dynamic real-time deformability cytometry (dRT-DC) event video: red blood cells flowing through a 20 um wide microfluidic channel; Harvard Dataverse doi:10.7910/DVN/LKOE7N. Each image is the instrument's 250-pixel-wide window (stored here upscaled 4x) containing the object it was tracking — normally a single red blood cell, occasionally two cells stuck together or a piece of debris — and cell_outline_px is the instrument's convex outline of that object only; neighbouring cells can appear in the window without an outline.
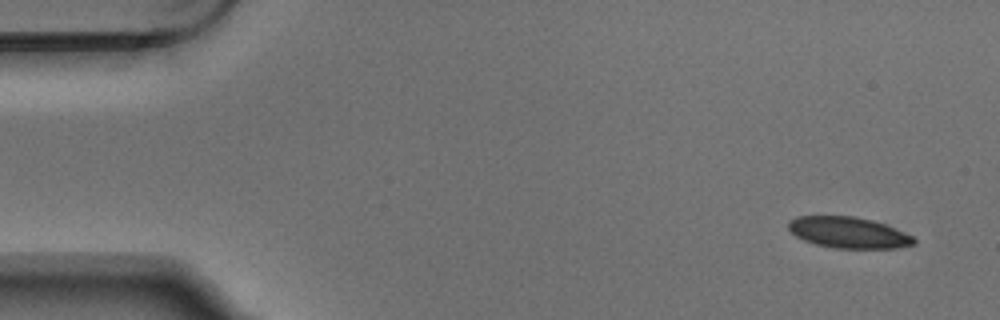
{"species": "Egyptian fruit bat (a non-hibernating species)", "species_latin": "Rousettus aegyptiacus", "temperature_condition": "warm", "stored_images_in_passage": 4, "camera_frame_rate_fps": 3000, "um_per_image_px": 0.085, "animal": {"sex": "male"}, "frame": {"image": 1, "passage_image": 1, "time_ms": 0.0, "image_size_px": [1000, 320], "cell_outline_px": [[916, 244], [892, 248], [836, 248], [816, 244], [804, 240], [796, 236], [788, 228], [788, 220], [796, 216], [856, 216], [872, 220], [884, 224], [912, 236], [916, 240]], "centroid_in_image_um": [72.09, 19.76], "position_along_channel_um": 12.9, "area_um2": 22.6}}
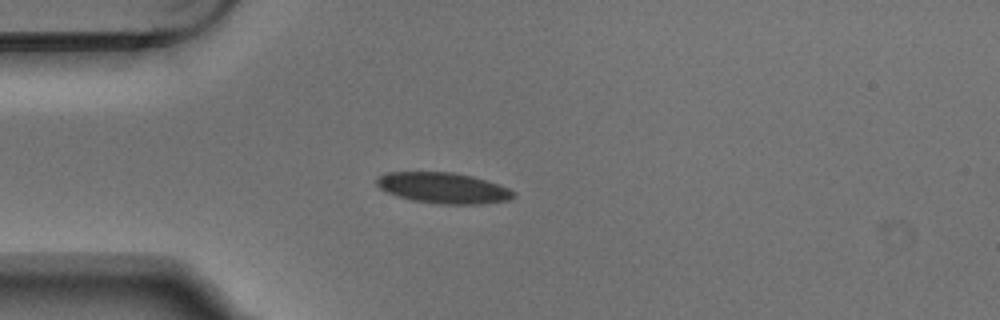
{"frame": {"image": 2, "passage_image": 4, "time_ms": 1.0, "image_size_px": [1000, 320], "cell_outline_px": [[516, 196], [508, 200], [480, 204], [436, 204], [412, 200], [396, 196], [380, 188], [376, 184], [376, 176], [384, 172], [452, 172], [472, 176], [488, 180], [500, 184], [516, 192]], "centroid_in_image_um": [37.68, 15.97], "position_along_channel_um": 47.3, "area_um2": 24.85}}